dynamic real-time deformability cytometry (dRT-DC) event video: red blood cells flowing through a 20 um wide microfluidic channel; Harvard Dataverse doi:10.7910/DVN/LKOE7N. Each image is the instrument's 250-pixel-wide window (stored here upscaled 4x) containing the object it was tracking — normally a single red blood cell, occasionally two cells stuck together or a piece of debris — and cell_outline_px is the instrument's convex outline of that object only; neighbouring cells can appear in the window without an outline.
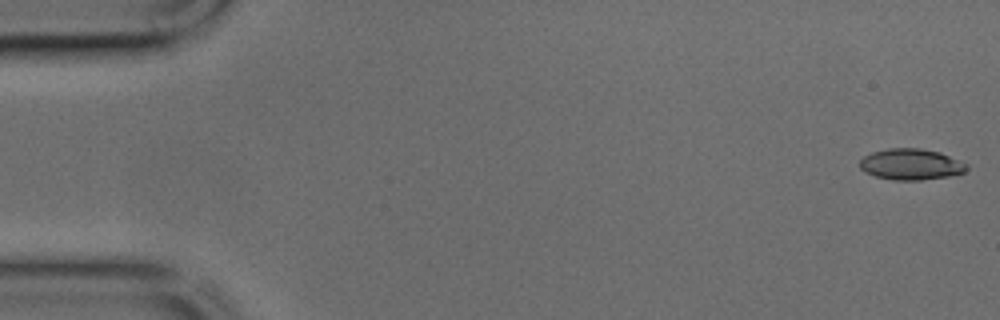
{"species": "common noctule bat (a hibernating species)", "species_latin": "Nyctalus noctula", "temperature_condition": "cold", "stored_images_in_passage": 45, "camera_frame_rate_fps": 3000, "um_per_image_px": 0.085, "animal": {"sex": "male", "body_mass_g": 17.9, "forearm_length_mm": 54.2}, "frame": {"image": 1, "passage_image": 1, "time_ms": 0.0, "image_size_px": [1000, 320], "cell_outline_px": [[968, 168], [964, 172], [948, 176], [920, 180], [892, 180], [876, 176], [864, 172], [860, 168], [860, 160], [864, 156], [872, 152], [888, 148], [920, 148], [940, 152], [968, 164]], "centroid_in_image_um": [77.42, 13.96], "position_along_channel_um": 7.6, "area_um2": 19.36}}
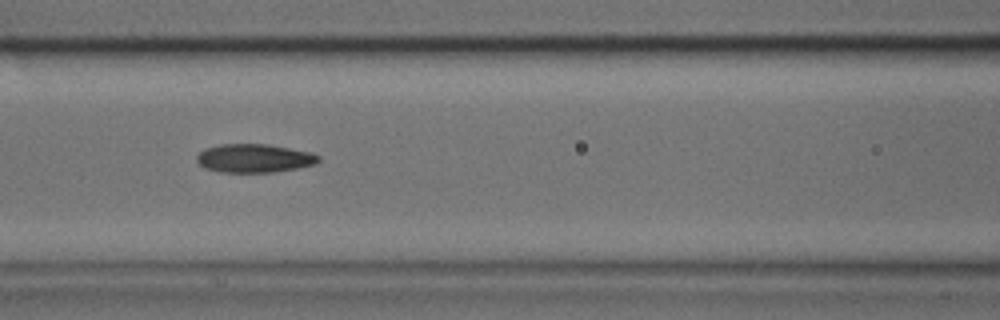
{"frame": {"image": 2, "passage_image": 19, "time_ms": 6.0, "image_size_px": [1000, 320], "cell_outline_px": [[320, 160], [316, 164], [296, 168], [272, 172], [220, 172], [204, 168], [196, 160], [196, 156], [204, 148], [220, 144], [268, 144], [312, 152], [320, 156]], "centroid_in_image_um": [21.61, 13.44], "position_along_channel_um": 145.0, "area_um2": 20.35}}
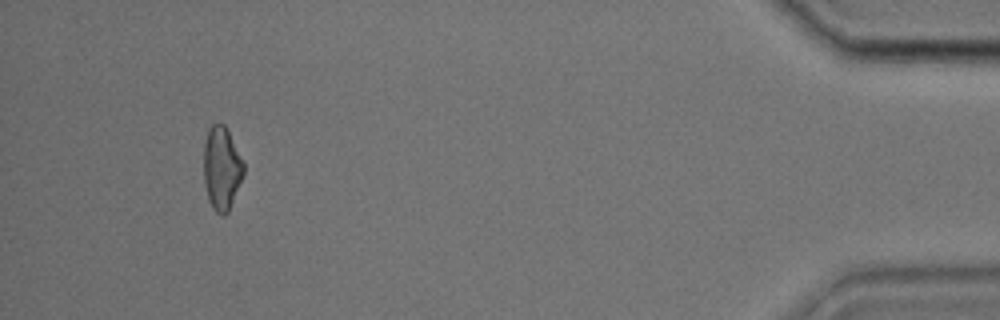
{"frame": {"image": 3, "passage_image": 42, "time_ms": 13.667, "image_size_px": [1000, 320], "cell_outline_px": [[244, 172], [228, 212], [224, 216], [220, 216], [212, 208], [208, 200], [204, 184], [204, 144], [208, 128], [212, 124], [220, 120], [224, 124], [244, 164]], "centroid_in_image_um": [18.81, 14.3], "position_along_channel_um": 416.4, "area_um2": 19.36}}